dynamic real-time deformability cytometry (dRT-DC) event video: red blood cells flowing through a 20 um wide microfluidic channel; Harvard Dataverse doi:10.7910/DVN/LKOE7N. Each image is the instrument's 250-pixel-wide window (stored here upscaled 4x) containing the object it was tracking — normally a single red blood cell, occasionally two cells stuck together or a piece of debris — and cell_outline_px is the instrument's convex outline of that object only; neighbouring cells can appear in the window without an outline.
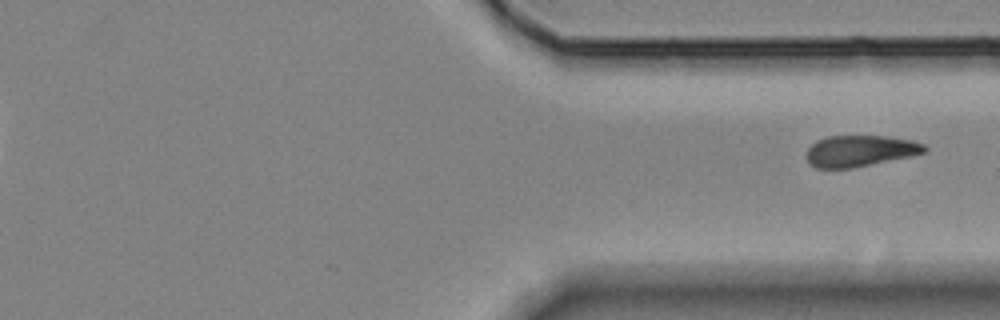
{"species": "Egyptian fruit bat (a non-hibernating species)", "species_latin": "Rousettus aegyptiacus", "temperature_condition": "room temperature", "stored_images_in_passage": 12, "segment_of_instrument_passage": [2, 2], "camera_frame_rate_fps": 3000, "um_per_image_px": 0.085, "animal": {"sex": "female"}, "frame": {"image": 1, "passage_image": 12, "time_ms": 14.667, "image_size_px": [1000, 320], "cell_outline_px": [[928, 148], [924, 152], [908, 156], [852, 168], [816, 168], [808, 164], [804, 156], [808, 148], [816, 140], [828, 136], [884, 136], [912, 140], [924, 144]], "centroid_in_image_um": [73.02, 12.82], "position_along_channel_um": 338.4, "area_um2": 21.44}}